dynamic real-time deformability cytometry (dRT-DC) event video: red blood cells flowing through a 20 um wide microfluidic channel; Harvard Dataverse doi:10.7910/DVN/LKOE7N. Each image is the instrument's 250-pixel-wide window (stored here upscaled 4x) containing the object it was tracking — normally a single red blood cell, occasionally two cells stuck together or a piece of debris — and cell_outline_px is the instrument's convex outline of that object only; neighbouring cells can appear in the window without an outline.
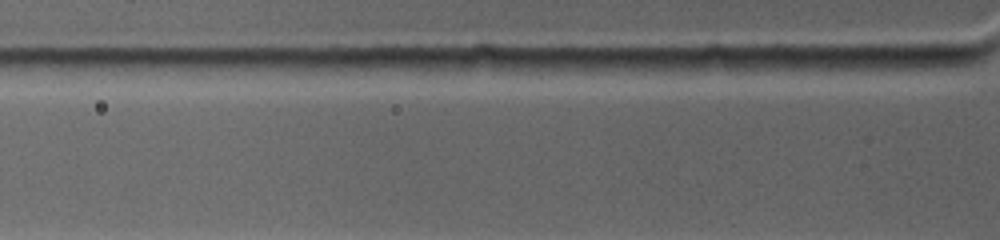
{"species": "common noctule bat (a hibernating species)", "species_latin": "Nyctalus noctula", "temperature_condition": "warm", "stored_images_in_passage": 2, "segment_of_instrument_passage": [2, 2], "camera_frame_rate_fps": 4500, "um_per_image_px": 0.085, "animal": {"sex": "female", "body_mass_g": 19.0, "forearm_length_mm": 53.3}, "frame": {"image": 1, "passage_image": 2, "time_ms": 0.667, "image_size_px": [1000, 240], "cell_outline_px": [[736, 68], [688, 76], [632, 68], [628, 60], [708, 56], [724, 56]], "centroid_in_image_um": [58.14, 5.53], "position_along_channel_um": 67.7, "area_um2": 10.58}}